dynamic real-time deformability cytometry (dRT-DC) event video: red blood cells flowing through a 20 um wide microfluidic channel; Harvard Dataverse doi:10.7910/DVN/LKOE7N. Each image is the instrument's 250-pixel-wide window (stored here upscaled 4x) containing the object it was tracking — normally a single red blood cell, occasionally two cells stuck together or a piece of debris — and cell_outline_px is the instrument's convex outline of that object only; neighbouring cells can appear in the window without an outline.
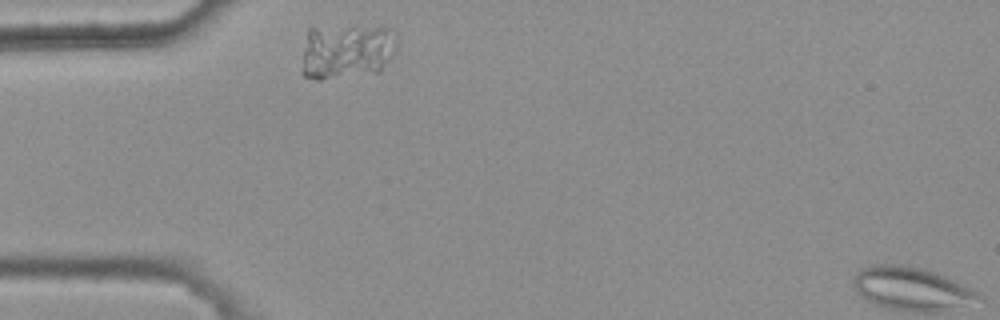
{"species": "common noctule bat (a hibernating species)", "species_latin": "Nyctalus noctula", "temperature_condition": "warm", "stored_images_in_passage": 2, "camera_frame_rate_fps": 3000, "um_per_image_px": 0.085, "animal": {"sex": "female", "body_mass_g": 25.1}, "frame": {"image": 1, "passage_image": 1, "time_ms": 0.0, "image_size_px": [1000, 320], "cell_outline_px": [[396, 44], [388, 60], [380, 72], [320, 80], [316, 80], [304, 76], [300, 72], [308, 28], [352, 24], [384, 28], [396, 36]], "centroid_in_image_um": [29.4, 4.34], "position_along_channel_um": 55.6, "area_um2": 31.04}}